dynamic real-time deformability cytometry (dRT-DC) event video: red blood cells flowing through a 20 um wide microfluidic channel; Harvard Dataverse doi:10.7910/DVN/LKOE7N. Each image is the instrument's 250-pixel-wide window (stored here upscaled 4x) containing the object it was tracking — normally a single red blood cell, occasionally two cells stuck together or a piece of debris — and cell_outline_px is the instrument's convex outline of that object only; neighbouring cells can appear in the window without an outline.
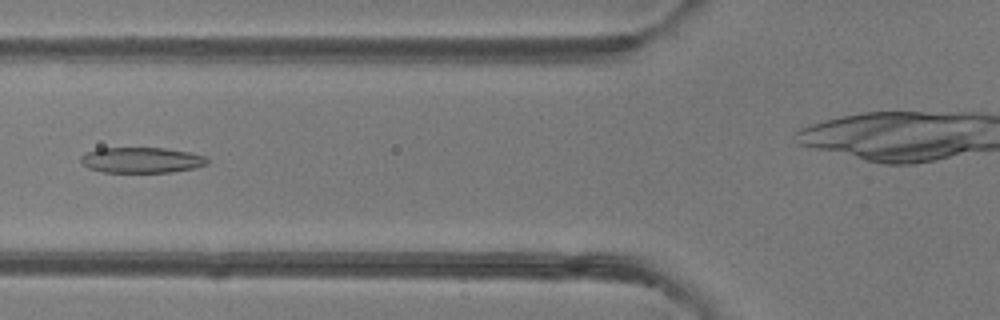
{"species": "common noctule bat (a hibernating species)", "species_latin": "Nyctalus noctula", "temperature_condition": "room temperature", "stored_images_in_passage": 44, "camera_frame_rate_fps": 3000, "um_per_image_px": 0.085, "animal": {"sex": "female"}, "frame": {"image": 1, "passage_image": 20, "time_ms": 6.333, "image_size_px": [1000, 320], "cell_outline_px": [[208, 164], [196, 168], [172, 172], [104, 172], [88, 168], [80, 160], [80, 156], [96, 148], [164, 148], [188, 152], [204, 156], [208, 160]], "centroid_in_image_um": [12.03, 13.61], "position_along_channel_um": 113.8, "area_um2": 18.84}}
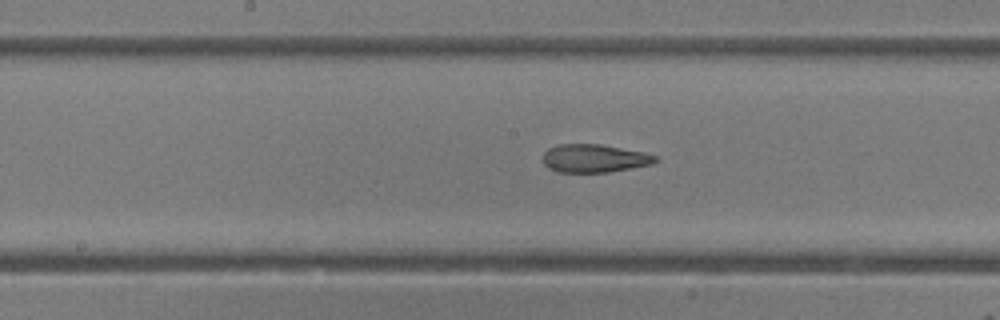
{"frame": {"image": 2, "passage_image": 26, "time_ms": 8.333, "image_size_px": [1000, 320], "cell_outline_px": [[656, 160], [652, 164], [608, 172], [556, 172], [548, 168], [540, 160], [544, 152], [548, 148], [560, 144], [600, 144], [644, 152], [656, 156]], "centroid_in_image_um": [50.44, 13.46], "position_along_channel_um": 197.8, "area_um2": 18.5}}
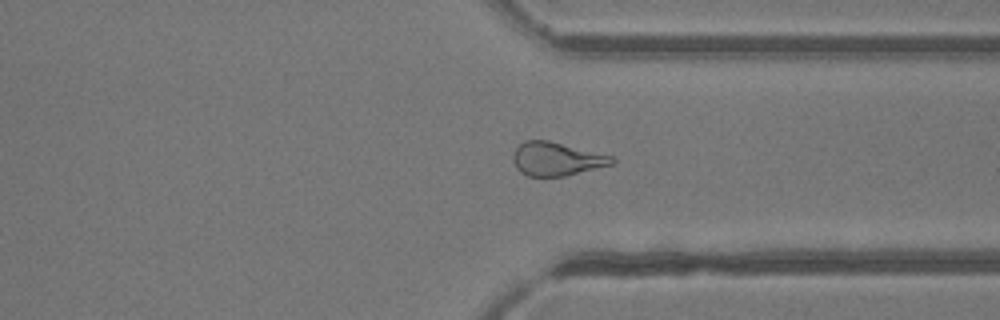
{"frame": {"image": 3, "passage_image": 38, "time_ms": 12.333, "image_size_px": [1000, 320], "cell_outline_px": [[616, 164], [564, 176], [528, 176], [520, 172], [516, 168], [512, 156], [516, 148], [524, 140], [548, 140], [612, 156], [616, 160]], "centroid_in_image_um": [47.32, 13.51], "position_along_channel_um": 364.1, "area_um2": 19.31}, "authors_computed_cell_mechanics": {"area_um2": 20.9236, "velocity_mm_per_s": 4.1751, "shape_relaxation_time_tau1_ms": null, "shape_relaxation_time_tau2_ms": 1.5031, "deformation_change_tau1": null, "deformation_change_tau2": 0.0971}}